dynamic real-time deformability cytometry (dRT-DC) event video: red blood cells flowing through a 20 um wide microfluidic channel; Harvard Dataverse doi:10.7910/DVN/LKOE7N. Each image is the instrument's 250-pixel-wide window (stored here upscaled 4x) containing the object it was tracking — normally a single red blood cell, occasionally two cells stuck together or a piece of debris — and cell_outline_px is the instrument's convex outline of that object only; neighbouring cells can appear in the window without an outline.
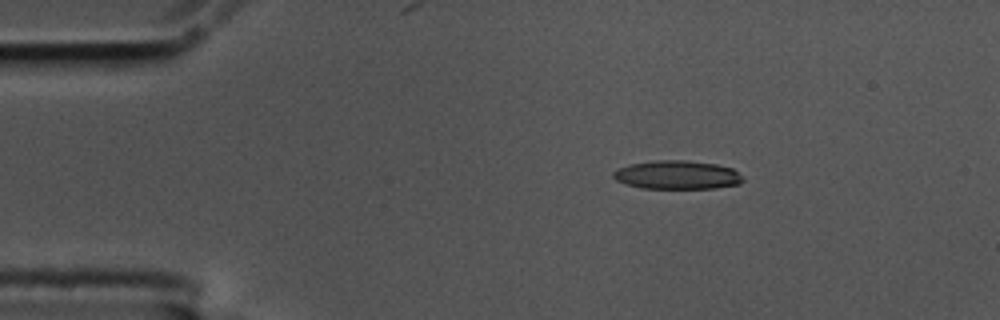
{"species": "common noctule bat (a hibernating species)", "species_latin": "Nyctalus noctula", "temperature_condition": "cold", "stored_images_in_passage": 48, "camera_frame_rate_fps": 3000, "um_per_image_px": 0.085, "animal": {"sex": "male", "body_mass_g": 17.5, "forearm_length_mm": 52.3}, "frame": {"image": 1, "passage_image": 1, "time_ms": 0.0, "image_size_px": [1000, 320], "cell_outline_px": [[744, 180], [740, 184], [716, 188], [644, 188], [624, 184], [616, 180], [612, 176], [612, 172], [616, 168], [628, 164], [656, 160], [684, 160], [716, 164], [732, 168], [744, 176]], "centroid_in_image_um": [57.55, 14.86], "position_along_channel_um": 27.5, "area_um2": 21.85}}
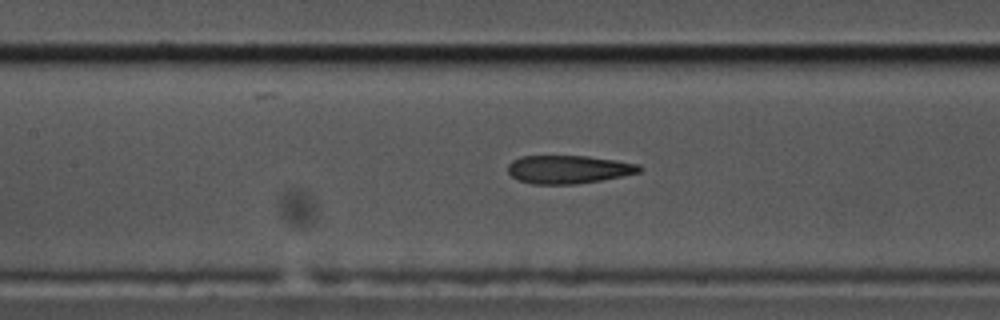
{"frame": {"image": 2, "passage_image": 17, "time_ms": 5.333, "image_size_px": [1000, 320], "cell_outline_px": [[644, 168], [640, 172], [600, 180], [576, 184], [532, 184], [520, 180], [512, 176], [508, 172], [508, 164], [512, 160], [520, 156], [588, 156], [640, 164]], "centroid_in_image_um": [48.32, 14.39], "position_along_channel_um": 159.1, "area_um2": 21.56}}
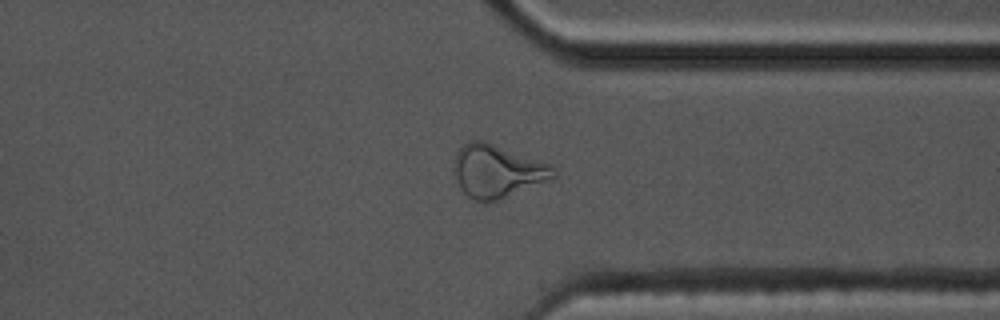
{"frame": {"image": 3, "passage_image": 35, "time_ms": 11.333, "image_size_px": [1000, 320], "cell_outline_px": [[556, 176], [552, 180], [496, 200], [476, 200], [468, 196], [460, 188], [452, 172], [452, 164], [456, 152], [468, 140], [480, 140], [492, 144], [548, 164], [556, 168]], "centroid_in_image_um": [42.22, 14.55], "position_along_channel_um": 369.2, "area_um2": 30.29}, "authors_computed_cell_mechanics": {"area_um2": 22.5131, "velocity_mm_per_s": 3.5301, "shape_relaxation_time_tau1_ms": null, "shape_relaxation_time_tau2_ms": 2.3628, "deformation_change_tau1": null, "deformation_change_tau2": 0.1289}}